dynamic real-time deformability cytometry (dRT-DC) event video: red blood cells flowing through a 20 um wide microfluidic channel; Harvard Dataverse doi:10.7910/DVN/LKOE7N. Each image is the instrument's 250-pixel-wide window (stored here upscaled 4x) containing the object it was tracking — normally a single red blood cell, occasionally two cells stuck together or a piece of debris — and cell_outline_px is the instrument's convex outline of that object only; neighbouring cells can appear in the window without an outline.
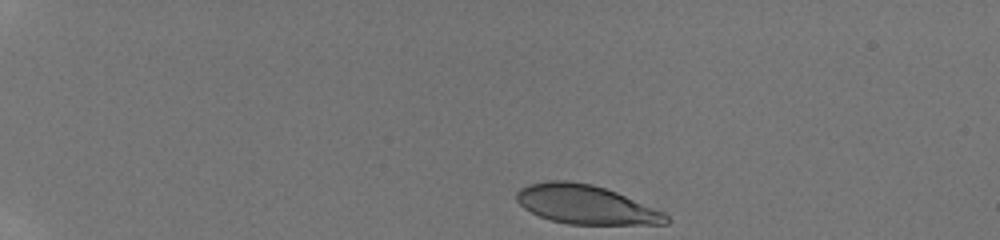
{"species": "human", "species_latin": "Homo sapiens", "temperature_condition": "room temperature", "stored_images_in_passage": 29, "camera_frame_rate_fps": 3000, "um_per_image_px": 0.085, "donor": {"sex": "male"}, "frame": {"image": 1, "passage_image": 1, "time_ms": 0.0, "image_size_px": [1000, 240], "cell_outline_px": [[672, 220], [668, 224], [568, 224], [552, 220], [540, 216], [524, 208], [516, 200], [516, 192], [520, 188], [528, 184], [548, 180], [568, 180], [592, 184], [616, 192], [664, 212]], "centroid_in_image_um": [49.79, 17.38], "position_along_channel_um": 35.2, "area_um2": 33.87}}
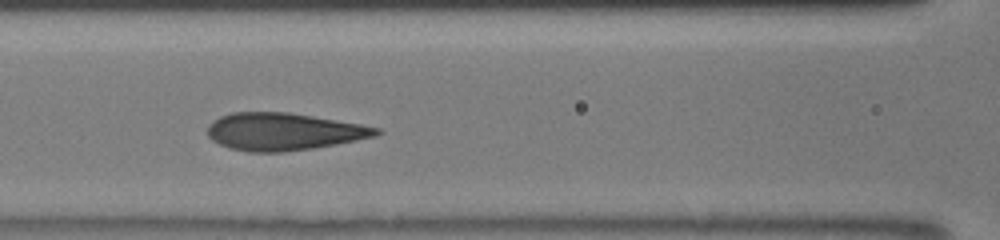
{"frame": {"image": 2, "passage_image": 10, "time_ms": 5.0, "image_size_px": [1000, 240], "cell_outline_px": [[384, 132], [376, 136], [336, 144], [312, 148], [280, 152], [248, 152], [228, 148], [212, 140], [208, 136], [208, 124], [212, 120], [220, 116], [232, 112], [288, 112], [360, 124], [380, 128]], "centroid_in_image_um": [24.08, 11.18], "position_along_channel_um": 142.5, "area_um2": 36.76}}
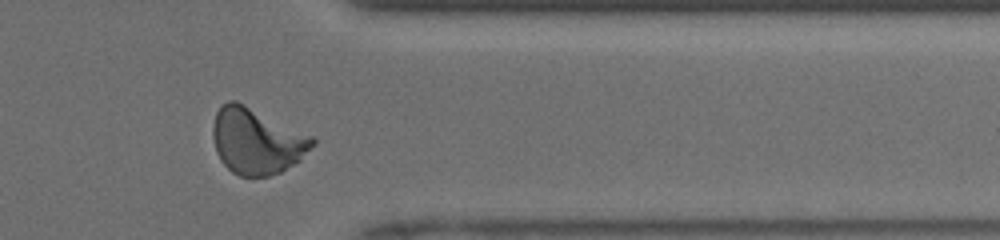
{"frame": {"image": 3, "passage_image": 26, "time_ms": 11.0, "image_size_px": [1000, 240], "cell_outline_px": [[316, 144], [300, 160], [280, 172], [268, 176], [240, 176], [232, 172], [220, 160], [216, 152], [212, 136], [212, 128], [216, 112], [220, 104], [228, 100], [236, 100], [312, 136], [316, 140]], "centroid_in_image_um": [21.79, 11.98], "position_along_channel_um": 389.6, "area_um2": 38.32}, "authors_computed_cell_mechanics": {"area_um2": 36.5874, "velocity_mm_per_s": 4.1724, "shape_relaxation_time_tau1_ms": 3.2477, "shape_relaxation_time_tau2_ms": null, "deformation_change_tau1": 0.1621, "deformation_change_tau2": null}}